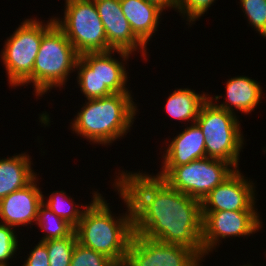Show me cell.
I'll list each match as a JSON object with an SVG mask.
<instances>
[{"label": "cell", "mask_w": 266, "mask_h": 266, "mask_svg": "<svg viewBox=\"0 0 266 266\" xmlns=\"http://www.w3.org/2000/svg\"><path fill=\"white\" fill-rule=\"evenodd\" d=\"M145 173L121 170L114 180L130 200L133 233L189 247L203 258L201 201Z\"/></svg>", "instance_id": "6da1fadb"}, {"label": "cell", "mask_w": 266, "mask_h": 266, "mask_svg": "<svg viewBox=\"0 0 266 266\" xmlns=\"http://www.w3.org/2000/svg\"><path fill=\"white\" fill-rule=\"evenodd\" d=\"M112 186L126 205L125 214L113 216L105 197L98 190L94 191L91 203L75 227V233L81 245L104 254L112 261H121L127 259L133 236V211L128 196L114 182Z\"/></svg>", "instance_id": "7a4b0ae2"}, {"label": "cell", "mask_w": 266, "mask_h": 266, "mask_svg": "<svg viewBox=\"0 0 266 266\" xmlns=\"http://www.w3.org/2000/svg\"><path fill=\"white\" fill-rule=\"evenodd\" d=\"M132 93H114L110 96L89 99L70 122L75 134L91 144L110 145L125 137L134 124L138 110Z\"/></svg>", "instance_id": "3957f363"}, {"label": "cell", "mask_w": 266, "mask_h": 266, "mask_svg": "<svg viewBox=\"0 0 266 266\" xmlns=\"http://www.w3.org/2000/svg\"><path fill=\"white\" fill-rule=\"evenodd\" d=\"M78 58L79 54L74 46L64 32L54 24L43 35L33 66V88L36 98L42 97L55 87H64L70 74L76 71Z\"/></svg>", "instance_id": "277c9868"}, {"label": "cell", "mask_w": 266, "mask_h": 266, "mask_svg": "<svg viewBox=\"0 0 266 266\" xmlns=\"http://www.w3.org/2000/svg\"><path fill=\"white\" fill-rule=\"evenodd\" d=\"M55 24L54 18L43 23L36 18L25 19L5 41L0 58L12 87L33 83V66L43 35Z\"/></svg>", "instance_id": "5b68a950"}, {"label": "cell", "mask_w": 266, "mask_h": 266, "mask_svg": "<svg viewBox=\"0 0 266 266\" xmlns=\"http://www.w3.org/2000/svg\"><path fill=\"white\" fill-rule=\"evenodd\" d=\"M213 102L208 98L195 121L205 136L206 157L226 161L239 169V156L244 145L239 117Z\"/></svg>", "instance_id": "8992f818"}, {"label": "cell", "mask_w": 266, "mask_h": 266, "mask_svg": "<svg viewBox=\"0 0 266 266\" xmlns=\"http://www.w3.org/2000/svg\"><path fill=\"white\" fill-rule=\"evenodd\" d=\"M64 4L63 18H53L79 55L112 50L94 0H65Z\"/></svg>", "instance_id": "52a82bcc"}, {"label": "cell", "mask_w": 266, "mask_h": 266, "mask_svg": "<svg viewBox=\"0 0 266 266\" xmlns=\"http://www.w3.org/2000/svg\"><path fill=\"white\" fill-rule=\"evenodd\" d=\"M156 174L169 186L202 201L236 169L228 162L205 157L178 167H161Z\"/></svg>", "instance_id": "ba28073f"}, {"label": "cell", "mask_w": 266, "mask_h": 266, "mask_svg": "<svg viewBox=\"0 0 266 266\" xmlns=\"http://www.w3.org/2000/svg\"><path fill=\"white\" fill-rule=\"evenodd\" d=\"M203 258L216 250L222 238L248 237L262 228L258 211L202 212ZM221 239V240H220ZM218 244V245H217Z\"/></svg>", "instance_id": "9c48e42d"}, {"label": "cell", "mask_w": 266, "mask_h": 266, "mask_svg": "<svg viewBox=\"0 0 266 266\" xmlns=\"http://www.w3.org/2000/svg\"><path fill=\"white\" fill-rule=\"evenodd\" d=\"M127 260L133 266H199L201 257L189 247L165 244L133 233Z\"/></svg>", "instance_id": "30bf717a"}, {"label": "cell", "mask_w": 266, "mask_h": 266, "mask_svg": "<svg viewBox=\"0 0 266 266\" xmlns=\"http://www.w3.org/2000/svg\"><path fill=\"white\" fill-rule=\"evenodd\" d=\"M254 184L236 169L201 201L202 212L258 211Z\"/></svg>", "instance_id": "8fae6325"}, {"label": "cell", "mask_w": 266, "mask_h": 266, "mask_svg": "<svg viewBox=\"0 0 266 266\" xmlns=\"http://www.w3.org/2000/svg\"><path fill=\"white\" fill-rule=\"evenodd\" d=\"M94 3L105 29L108 46L112 50L133 54L134 51L140 50L146 61L148 48L132 32L122 12L120 0H94Z\"/></svg>", "instance_id": "7c38bea8"}, {"label": "cell", "mask_w": 266, "mask_h": 266, "mask_svg": "<svg viewBox=\"0 0 266 266\" xmlns=\"http://www.w3.org/2000/svg\"><path fill=\"white\" fill-rule=\"evenodd\" d=\"M122 58L112 57L114 53ZM133 53L122 50H110L105 52H90L79 55V57L90 67L97 68L99 78V98L110 96L114 93H131L126 87L128 72L125 67L126 61ZM123 62H122V61ZM125 62V63H124Z\"/></svg>", "instance_id": "4fadbf2b"}, {"label": "cell", "mask_w": 266, "mask_h": 266, "mask_svg": "<svg viewBox=\"0 0 266 266\" xmlns=\"http://www.w3.org/2000/svg\"><path fill=\"white\" fill-rule=\"evenodd\" d=\"M37 176L27 186L12 192L0 200V223L11 227L33 225L37 221L38 208L43 202V192L37 186Z\"/></svg>", "instance_id": "5bb4252c"}, {"label": "cell", "mask_w": 266, "mask_h": 266, "mask_svg": "<svg viewBox=\"0 0 266 266\" xmlns=\"http://www.w3.org/2000/svg\"><path fill=\"white\" fill-rule=\"evenodd\" d=\"M166 146L162 167H178L206 157L205 136L196 123L184 128Z\"/></svg>", "instance_id": "9a60e30c"}, {"label": "cell", "mask_w": 266, "mask_h": 266, "mask_svg": "<svg viewBox=\"0 0 266 266\" xmlns=\"http://www.w3.org/2000/svg\"><path fill=\"white\" fill-rule=\"evenodd\" d=\"M226 99L225 102L217 104V101L222 97L221 95H216L214 97H209L210 100H215L214 104L226 111L236 114V110L241 111L244 114H249L262 100V88L260 82L251 79L247 76H237L227 80L226 82Z\"/></svg>", "instance_id": "2e32d148"}, {"label": "cell", "mask_w": 266, "mask_h": 266, "mask_svg": "<svg viewBox=\"0 0 266 266\" xmlns=\"http://www.w3.org/2000/svg\"><path fill=\"white\" fill-rule=\"evenodd\" d=\"M120 5L132 32L147 47L158 30L163 10L146 0H120Z\"/></svg>", "instance_id": "e0dca14e"}, {"label": "cell", "mask_w": 266, "mask_h": 266, "mask_svg": "<svg viewBox=\"0 0 266 266\" xmlns=\"http://www.w3.org/2000/svg\"><path fill=\"white\" fill-rule=\"evenodd\" d=\"M30 157L24 152L0 159V200L27 186L37 177L32 170Z\"/></svg>", "instance_id": "ac0fdd59"}, {"label": "cell", "mask_w": 266, "mask_h": 266, "mask_svg": "<svg viewBox=\"0 0 266 266\" xmlns=\"http://www.w3.org/2000/svg\"><path fill=\"white\" fill-rule=\"evenodd\" d=\"M209 94L196 93L189 88H177L169 96L165 110L175 120L195 123L202 105L208 100Z\"/></svg>", "instance_id": "d6986e66"}, {"label": "cell", "mask_w": 266, "mask_h": 266, "mask_svg": "<svg viewBox=\"0 0 266 266\" xmlns=\"http://www.w3.org/2000/svg\"><path fill=\"white\" fill-rule=\"evenodd\" d=\"M48 197V200L46 199L45 201L43 195V203L57 216L66 220L74 228L78 225L86 207L89 205L84 204L83 206V204H75L71 196H68L63 190L53 191ZM79 206L82 207V209Z\"/></svg>", "instance_id": "ffe728a7"}, {"label": "cell", "mask_w": 266, "mask_h": 266, "mask_svg": "<svg viewBox=\"0 0 266 266\" xmlns=\"http://www.w3.org/2000/svg\"><path fill=\"white\" fill-rule=\"evenodd\" d=\"M36 224L42 232L46 231L40 242L68 237L75 231L71 224L57 216L43 202L38 208Z\"/></svg>", "instance_id": "44dd1931"}, {"label": "cell", "mask_w": 266, "mask_h": 266, "mask_svg": "<svg viewBox=\"0 0 266 266\" xmlns=\"http://www.w3.org/2000/svg\"><path fill=\"white\" fill-rule=\"evenodd\" d=\"M77 242L75 231L68 237L44 241L49 254L50 266H70Z\"/></svg>", "instance_id": "7402d4cb"}, {"label": "cell", "mask_w": 266, "mask_h": 266, "mask_svg": "<svg viewBox=\"0 0 266 266\" xmlns=\"http://www.w3.org/2000/svg\"><path fill=\"white\" fill-rule=\"evenodd\" d=\"M75 70H77V83L81 93L89 99L99 98V78L97 68H90L80 57L77 59Z\"/></svg>", "instance_id": "603a6c76"}, {"label": "cell", "mask_w": 266, "mask_h": 266, "mask_svg": "<svg viewBox=\"0 0 266 266\" xmlns=\"http://www.w3.org/2000/svg\"><path fill=\"white\" fill-rule=\"evenodd\" d=\"M247 21L263 38L266 37V0H240Z\"/></svg>", "instance_id": "cb8c5ba5"}, {"label": "cell", "mask_w": 266, "mask_h": 266, "mask_svg": "<svg viewBox=\"0 0 266 266\" xmlns=\"http://www.w3.org/2000/svg\"><path fill=\"white\" fill-rule=\"evenodd\" d=\"M112 262L104 254L77 242L72 253L70 266H109Z\"/></svg>", "instance_id": "d4e9b609"}, {"label": "cell", "mask_w": 266, "mask_h": 266, "mask_svg": "<svg viewBox=\"0 0 266 266\" xmlns=\"http://www.w3.org/2000/svg\"><path fill=\"white\" fill-rule=\"evenodd\" d=\"M14 227L0 223V265H8L18 248V234ZM17 234V235H16Z\"/></svg>", "instance_id": "484cf974"}, {"label": "cell", "mask_w": 266, "mask_h": 266, "mask_svg": "<svg viewBox=\"0 0 266 266\" xmlns=\"http://www.w3.org/2000/svg\"><path fill=\"white\" fill-rule=\"evenodd\" d=\"M215 0H178L177 12L179 15L186 18L188 25L195 24L194 21L207 12V10L214 4ZM192 23V24H191Z\"/></svg>", "instance_id": "4316f807"}, {"label": "cell", "mask_w": 266, "mask_h": 266, "mask_svg": "<svg viewBox=\"0 0 266 266\" xmlns=\"http://www.w3.org/2000/svg\"><path fill=\"white\" fill-rule=\"evenodd\" d=\"M22 266H50L47 247L43 242H38Z\"/></svg>", "instance_id": "83f0119b"}, {"label": "cell", "mask_w": 266, "mask_h": 266, "mask_svg": "<svg viewBox=\"0 0 266 266\" xmlns=\"http://www.w3.org/2000/svg\"><path fill=\"white\" fill-rule=\"evenodd\" d=\"M146 1L158 6L163 11L169 8L170 9L173 8L176 11L178 5V0H146Z\"/></svg>", "instance_id": "f1b7e54d"}, {"label": "cell", "mask_w": 266, "mask_h": 266, "mask_svg": "<svg viewBox=\"0 0 266 266\" xmlns=\"http://www.w3.org/2000/svg\"><path fill=\"white\" fill-rule=\"evenodd\" d=\"M109 266H132V264L127 260L113 261Z\"/></svg>", "instance_id": "f546056e"}, {"label": "cell", "mask_w": 266, "mask_h": 266, "mask_svg": "<svg viewBox=\"0 0 266 266\" xmlns=\"http://www.w3.org/2000/svg\"><path fill=\"white\" fill-rule=\"evenodd\" d=\"M201 262H204V260H203V258H201V261H200V265L199 266H203L202 264H201ZM242 266V265H241ZM243 266H252V264L250 265V264H248V265H243Z\"/></svg>", "instance_id": "4dcf8cb0"}]
</instances>
